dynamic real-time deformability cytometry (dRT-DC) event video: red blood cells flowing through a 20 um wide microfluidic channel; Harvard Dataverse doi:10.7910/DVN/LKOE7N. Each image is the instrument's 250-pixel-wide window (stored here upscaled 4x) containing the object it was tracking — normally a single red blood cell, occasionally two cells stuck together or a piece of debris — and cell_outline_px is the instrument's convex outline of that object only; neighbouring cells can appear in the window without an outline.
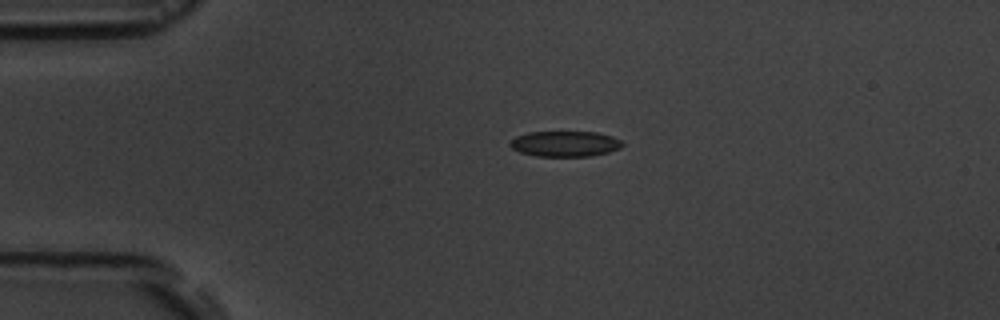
{"species": "common noctule bat (a hibernating species)", "species_latin": "Nyctalus noctula", "temperature_condition": "room temperature", "stored_images_in_passage": 2, "camera_frame_rate_fps": 3000, "um_per_image_px": 0.085, "animal": {"sex": "male", "body_mass_g": 19.5, "forearm_length_mm": 54.6}, "frame": {"image": 1, "passage_image": 1, "time_ms": 0.0, "image_size_px": [1000, 320], "cell_outline_px": [[624, 144], [620, 148], [608, 152], [588, 156], [536, 156], [520, 152], [512, 148], [508, 144], [516, 136], [528, 132], [596, 132], [612, 136], [620, 140]], "centroid_in_image_um": [48.02, 12.22], "position_along_channel_um": 37.0, "area_um2": 16.65}}